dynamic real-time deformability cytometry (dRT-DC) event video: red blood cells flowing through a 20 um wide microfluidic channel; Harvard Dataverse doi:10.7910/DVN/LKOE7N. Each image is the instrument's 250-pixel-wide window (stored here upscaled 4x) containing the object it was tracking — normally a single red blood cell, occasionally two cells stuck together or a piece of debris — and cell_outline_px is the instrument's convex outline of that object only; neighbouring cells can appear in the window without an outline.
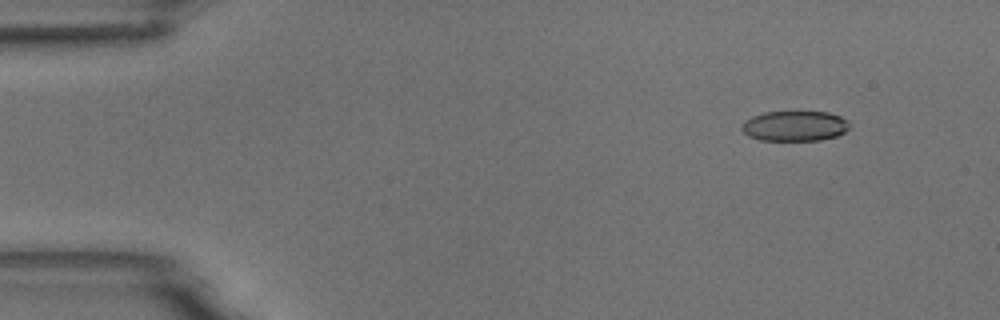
{"species": "common noctule bat (a hibernating species)", "species_latin": "Nyctalus noctula", "temperature_condition": "room temperature", "stored_images_in_passage": 4, "camera_frame_rate_fps": 3000, "um_per_image_px": 0.085, "animal": {"sex": "male", "body_mass_g": 18.8}, "frame": {"image": 1, "passage_image": 2, "time_ms": 0.333, "image_size_px": [1000, 320], "cell_outline_px": [[848, 128], [844, 132], [836, 136], [820, 140], [760, 140], [748, 136], [740, 128], [744, 120], [752, 116], [764, 112], [828, 112], [840, 116], [848, 120]], "centroid_in_image_um": [67.52, 10.7], "position_along_channel_um": 17.5, "area_um2": 18.96}}
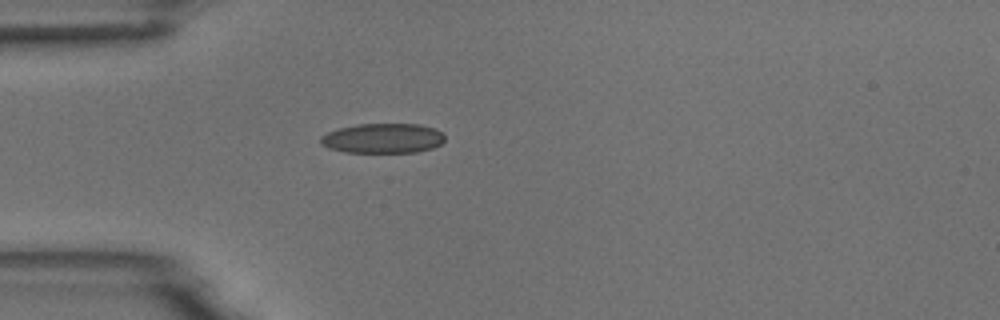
{"frame": {"image": 2, "passage_image": 4, "time_ms": 1.0, "image_size_px": [1000, 320], "cell_outline_px": [[444, 140], [440, 144], [432, 148], [416, 152], [344, 152], [328, 148], [320, 144], [320, 136], [328, 132], [340, 128], [360, 124], [420, 124], [436, 128], [444, 136]], "centroid_in_image_um": [32.53, 11.75], "position_along_channel_um": 52.5, "area_um2": 21.56}}